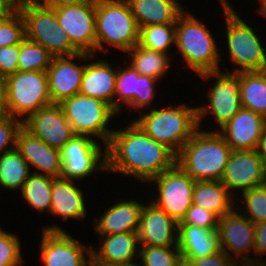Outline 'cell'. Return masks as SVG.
Segmentation results:
<instances>
[{
    "mask_svg": "<svg viewBox=\"0 0 266 266\" xmlns=\"http://www.w3.org/2000/svg\"><path fill=\"white\" fill-rule=\"evenodd\" d=\"M134 122L151 138L165 145L175 155L199 129L197 106L169 104L166 108H150Z\"/></svg>",
    "mask_w": 266,
    "mask_h": 266,
    "instance_id": "cell-3",
    "label": "cell"
},
{
    "mask_svg": "<svg viewBox=\"0 0 266 266\" xmlns=\"http://www.w3.org/2000/svg\"><path fill=\"white\" fill-rule=\"evenodd\" d=\"M30 166L15 148L0 155V185L19 191L32 174Z\"/></svg>",
    "mask_w": 266,
    "mask_h": 266,
    "instance_id": "cell-32",
    "label": "cell"
},
{
    "mask_svg": "<svg viewBox=\"0 0 266 266\" xmlns=\"http://www.w3.org/2000/svg\"><path fill=\"white\" fill-rule=\"evenodd\" d=\"M66 119L72 126L75 135L101 139L106 149L114 130L107 128L109 121L118 112L102 100L81 93L63 100L60 103Z\"/></svg>",
    "mask_w": 266,
    "mask_h": 266,
    "instance_id": "cell-8",
    "label": "cell"
},
{
    "mask_svg": "<svg viewBox=\"0 0 266 266\" xmlns=\"http://www.w3.org/2000/svg\"><path fill=\"white\" fill-rule=\"evenodd\" d=\"M89 1L90 0H40V3L50 8H57L69 5H79Z\"/></svg>",
    "mask_w": 266,
    "mask_h": 266,
    "instance_id": "cell-47",
    "label": "cell"
},
{
    "mask_svg": "<svg viewBox=\"0 0 266 266\" xmlns=\"http://www.w3.org/2000/svg\"><path fill=\"white\" fill-rule=\"evenodd\" d=\"M217 43L204 22L184 10L176 21L175 46L189 69L197 75L214 72L219 67L220 52Z\"/></svg>",
    "mask_w": 266,
    "mask_h": 266,
    "instance_id": "cell-4",
    "label": "cell"
},
{
    "mask_svg": "<svg viewBox=\"0 0 266 266\" xmlns=\"http://www.w3.org/2000/svg\"><path fill=\"white\" fill-rule=\"evenodd\" d=\"M239 194L241 197L237 201L241 198L243 201L237 204L235 208L254 224L266 222V184L253 187Z\"/></svg>",
    "mask_w": 266,
    "mask_h": 266,
    "instance_id": "cell-36",
    "label": "cell"
},
{
    "mask_svg": "<svg viewBox=\"0 0 266 266\" xmlns=\"http://www.w3.org/2000/svg\"><path fill=\"white\" fill-rule=\"evenodd\" d=\"M9 115L8 84L5 77H0V116Z\"/></svg>",
    "mask_w": 266,
    "mask_h": 266,
    "instance_id": "cell-45",
    "label": "cell"
},
{
    "mask_svg": "<svg viewBox=\"0 0 266 266\" xmlns=\"http://www.w3.org/2000/svg\"><path fill=\"white\" fill-rule=\"evenodd\" d=\"M84 60L85 64H77L73 60ZM86 65V53L72 56L53 57L47 68L49 97L52 103L60 104L80 91L82 76Z\"/></svg>",
    "mask_w": 266,
    "mask_h": 266,
    "instance_id": "cell-19",
    "label": "cell"
},
{
    "mask_svg": "<svg viewBox=\"0 0 266 266\" xmlns=\"http://www.w3.org/2000/svg\"><path fill=\"white\" fill-rule=\"evenodd\" d=\"M23 122L11 115L0 116V155L16 148V138Z\"/></svg>",
    "mask_w": 266,
    "mask_h": 266,
    "instance_id": "cell-40",
    "label": "cell"
},
{
    "mask_svg": "<svg viewBox=\"0 0 266 266\" xmlns=\"http://www.w3.org/2000/svg\"><path fill=\"white\" fill-rule=\"evenodd\" d=\"M178 250L182 259H199L221 250L217 230L178 225Z\"/></svg>",
    "mask_w": 266,
    "mask_h": 266,
    "instance_id": "cell-27",
    "label": "cell"
},
{
    "mask_svg": "<svg viewBox=\"0 0 266 266\" xmlns=\"http://www.w3.org/2000/svg\"><path fill=\"white\" fill-rule=\"evenodd\" d=\"M137 262V260L135 261V262H132V263H129V264H127V265H125V266H144L141 262L139 263H136Z\"/></svg>",
    "mask_w": 266,
    "mask_h": 266,
    "instance_id": "cell-53",
    "label": "cell"
},
{
    "mask_svg": "<svg viewBox=\"0 0 266 266\" xmlns=\"http://www.w3.org/2000/svg\"><path fill=\"white\" fill-rule=\"evenodd\" d=\"M241 106L266 118V70L241 72Z\"/></svg>",
    "mask_w": 266,
    "mask_h": 266,
    "instance_id": "cell-30",
    "label": "cell"
},
{
    "mask_svg": "<svg viewBox=\"0 0 266 266\" xmlns=\"http://www.w3.org/2000/svg\"><path fill=\"white\" fill-rule=\"evenodd\" d=\"M266 127V118L241 108L225 125L216 129L232 150L256 149Z\"/></svg>",
    "mask_w": 266,
    "mask_h": 266,
    "instance_id": "cell-21",
    "label": "cell"
},
{
    "mask_svg": "<svg viewBox=\"0 0 266 266\" xmlns=\"http://www.w3.org/2000/svg\"><path fill=\"white\" fill-rule=\"evenodd\" d=\"M221 182L235 198L234 191L266 184V168L256 150H232Z\"/></svg>",
    "mask_w": 266,
    "mask_h": 266,
    "instance_id": "cell-16",
    "label": "cell"
},
{
    "mask_svg": "<svg viewBox=\"0 0 266 266\" xmlns=\"http://www.w3.org/2000/svg\"><path fill=\"white\" fill-rule=\"evenodd\" d=\"M52 177L32 173L20 190L26 203L40 213L49 214Z\"/></svg>",
    "mask_w": 266,
    "mask_h": 266,
    "instance_id": "cell-33",
    "label": "cell"
},
{
    "mask_svg": "<svg viewBox=\"0 0 266 266\" xmlns=\"http://www.w3.org/2000/svg\"><path fill=\"white\" fill-rule=\"evenodd\" d=\"M226 23V43L234 72L266 70V50L255 29L235 13L227 0H220Z\"/></svg>",
    "mask_w": 266,
    "mask_h": 266,
    "instance_id": "cell-6",
    "label": "cell"
},
{
    "mask_svg": "<svg viewBox=\"0 0 266 266\" xmlns=\"http://www.w3.org/2000/svg\"><path fill=\"white\" fill-rule=\"evenodd\" d=\"M233 198V199H232ZM221 181H195L192 203L222 218L230 213L237 201Z\"/></svg>",
    "mask_w": 266,
    "mask_h": 266,
    "instance_id": "cell-29",
    "label": "cell"
},
{
    "mask_svg": "<svg viewBox=\"0 0 266 266\" xmlns=\"http://www.w3.org/2000/svg\"><path fill=\"white\" fill-rule=\"evenodd\" d=\"M156 82L153 77L139 74L131 65L117 69V78L114 92V109L120 114L123 105L142 113L140 109L151 107L155 97ZM155 86V87H154ZM116 97L117 100H116Z\"/></svg>",
    "mask_w": 266,
    "mask_h": 266,
    "instance_id": "cell-17",
    "label": "cell"
},
{
    "mask_svg": "<svg viewBox=\"0 0 266 266\" xmlns=\"http://www.w3.org/2000/svg\"><path fill=\"white\" fill-rule=\"evenodd\" d=\"M150 182L157 185L158 195L149 202L165 211L177 223L181 222L192 204L195 180L175 164Z\"/></svg>",
    "mask_w": 266,
    "mask_h": 266,
    "instance_id": "cell-12",
    "label": "cell"
},
{
    "mask_svg": "<svg viewBox=\"0 0 266 266\" xmlns=\"http://www.w3.org/2000/svg\"><path fill=\"white\" fill-rule=\"evenodd\" d=\"M200 129L176 155V164L195 181H221L232 149L219 131Z\"/></svg>",
    "mask_w": 266,
    "mask_h": 266,
    "instance_id": "cell-2",
    "label": "cell"
},
{
    "mask_svg": "<svg viewBox=\"0 0 266 266\" xmlns=\"http://www.w3.org/2000/svg\"><path fill=\"white\" fill-rule=\"evenodd\" d=\"M143 204L136 200H119L109 206L100 218L96 217L94 230L99 235H113L119 233L138 232L140 215Z\"/></svg>",
    "mask_w": 266,
    "mask_h": 266,
    "instance_id": "cell-24",
    "label": "cell"
},
{
    "mask_svg": "<svg viewBox=\"0 0 266 266\" xmlns=\"http://www.w3.org/2000/svg\"><path fill=\"white\" fill-rule=\"evenodd\" d=\"M23 127L49 147L60 150L74 135L60 104L52 103L31 114Z\"/></svg>",
    "mask_w": 266,
    "mask_h": 266,
    "instance_id": "cell-18",
    "label": "cell"
},
{
    "mask_svg": "<svg viewBox=\"0 0 266 266\" xmlns=\"http://www.w3.org/2000/svg\"><path fill=\"white\" fill-rule=\"evenodd\" d=\"M131 65L139 74L160 80L171 65V54L152 51L136 44L128 52ZM170 62V63H169Z\"/></svg>",
    "mask_w": 266,
    "mask_h": 266,
    "instance_id": "cell-31",
    "label": "cell"
},
{
    "mask_svg": "<svg viewBox=\"0 0 266 266\" xmlns=\"http://www.w3.org/2000/svg\"><path fill=\"white\" fill-rule=\"evenodd\" d=\"M255 150H256L257 154L263 160V163H264L265 168H266V127L262 133L261 138L258 141V144H257Z\"/></svg>",
    "mask_w": 266,
    "mask_h": 266,
    "instance_id": "cell-48",
    "label": "cell"
},
{
    "mask_svg": "<svg viewBox=\"0 0 266 266\" xmlns=\"http://www.w3.org/2000/svg\"><path fill=\"white\" fill-rule=\"evenodd\" d=\"M53 55L42 45L25 38L20 43L19 71H47Z\"/></svg>",
    "mask_w": 266,
    "mask_h": 266,
    "instance_id": "cell-35",
    "label": "cell"
},
{
    "mask_svg": "<svg viewBox=\"0 0 266 266\" xmlns=\"http://www.w3.org/2000/svg\"><path fill=\"white\" fill-rule=\"evenodd\" d=\"M92 58L95 59V55L86 53V65L79 93L102 100L114 108L117 70H114L108 61L99 59L92 62Z\"/></svg>",
    "mask_w": 266,
    "mask_h": 266,
    "instance_id": "cell-25",
    "label": "cell"
},
{
    "mask_svg": "<svg viewBox=\"0 0 266 266\" xmlns=\"http://www.w3.org/2000/svg\"><path fill=\"white\" fill-rule=\"evenodd\" d=\"M9 115L25 121L40 108L52 104L46 71H17L6 77Z\"/></svg>",
    "mask_w": 266,
    "mask_h": 266,
    "instance_id": "cell-9",
    "label": "cell"
},
{
    "mask_svg": "<svg viewBox=\"0 0 266 266\" xmlns=\"http://www.w3.org/2000/svg\"><path fill=\"white\" fill-rule=\"evenodd\" d=\"M258 9V12L264 17H266V0H263L261 2L260 7Z\"/></svg>",
    "mask_w": 266,
    "mask_h": 266,
    "instance_id": "cell-51",
    "label": "cell"
},
{
    "mask_svg": "<svg viewBox=\"0 0 266 266\" xmlns=\"http://www.w3.org/2000/svg\"><path fill=\"white\" fill-rule=\"evenodd\" d=\"M218 69L214 72H206L198 75L203 80L214 77L217 80L208 90L209 103L203 106H197L198 125L201 127V121L206 115L212 114L218 128L225 125L241 108L240 88L241 72H220Z\"/></svg>",
    "mask_w": 266,
    "mask_h": 266,
    "instance_id": "cell-10",
    "label": "cell"
},
{
    "mask_svg": "<svg viewBox=\"0 0 266 266\" xmlns=\"http://www.w3.org/2000/svg\"><path fill=\"white\" fill-rule=\"evenodd\" d=\"M219 219L216 214L192 203L185 218L178 225H195L205 229L217 230Z\"/></svg>",
    "mask_w": 266,
    "mask_h": 266,
    "instance_id": "cell-41",
    "label": "cell"
},
{
    "mask_svg": "<svg viewBox=\"0 0 266 266\" xmlns=\"http://www.w3.org/2000/svg\"><path fill=\"white\" fill-rule=\"evenodd\" d=\"M138 27L176 24L184 11L178 0H127Z\"/></svg>",
    "mask_w": 266,
    "mask_h": 266,
    "instance_id": "cell-28",
    "label": "cell"
},
{
    "mask_svg": "<svg viewBox=\"0 0 266 266\" xmlns=\"http://www.w3.org/2000/svg\"><path fill=\"white\" fill-rule=\"evenodd\" d=\"M16 149L25 159L28 165L35 170L32 173L46 175L52 178L61 176L62 160L60 150L49 147L45 142L37 139L24 127H22L16 138ZM44 172V173H43Z\"/></svg>",
    "mask_w": 266,
    "mask_h": 266,
    "instance_id": "cell-22",
    "label": "cell"
},
{
    "mask_svg": "<svg viewBox=\"0 0 266 266\" xmlns=\"http://www.w3.org/2000/svg\"><path fill=\"white\" fill-rule=\"evenodd\" d=\"M96 139L74 135L61 149L62 173L64 179L79 181L88 178L94 171H107L106 149L102 154ZM102 157V158H101Z\"/></svg>",
    "mask_w": 266,
    "mask_h": 266,
    "instance_id": "cell-11",
    "label": "cell"
},
{
    "mask_svg": "<svg viewBox=\"0 0 266 266\" xmlns=\"http://www.w3.org/2000/svg\"><path fill=\"white\" fill-rule=\"evenodd\" d=\"M138 238L140 246H178V223L152 202L144 203Z\"/></svg>",
    "mask_w": 266,
    "mask_h": 266,
    "instance_id": "cell-20",
    "label": "cell"
},
{
    "mask_svg": "<svg viewBox=\"0 0 266 266\" xmlns=\"http://www.w3.org/2000/svg\"><path fill=\"white\" fill-rule=\"evenodd\" d=\"M53 9L72 45L80 53L95 55V1Z\"/></svg>",
    "mask_w": 266,
    "mask_h": 266,
    "instance_id": "cell-15",
    "label": "cell"
},
{
    "mask_svg": "<svg viewBox=\"0 0 266 266\" xmlns=\"http://www.w3.org/2000/svg\"><path fill=\"white\" fill-rule=\"evenodd\" d=\"M217 232L220 248L237 263H266L249 257L251 250L255 253V224L237 209L219 219Z\"/></svg>",
    "mask_w": 266,
    "mask_h": 266,
    "instance_id": "cell-14",
    "label": "cell"
},
{
    "mask_svg": "<svg viewBox=\"0 0 266 266\" xmlns=\"http://www.w3.org/2000/svg\"><path fill=\"white\" fill-rule=\"evenodd\" d=\"M107 172L149 182L176 164V155L147 135L134 121L113 131L106 146Z\"/></svg>",
    "mask_w": 266,
    "mask_h": 266,
    "instance_id": "cell-1",
    "label": "cell"
},
{
    "mask_svg": "<svg viewBox=\"0 0 266 266\" xmlns=\"http://www.w3.org/2000/svg\"><path fill=\"white\" fill-rule=\"evenodd\" d=\"M41 235L39 250L45 266H92V245L81 244L61 226H46Z\"/></svg>",
    "mask_w": 266,
    "mask_h": 266,
    "instance_id": "cell-13",
    "label": "cell"
},
{
    "mask_svg": "<svg viewBox=\"0 0 266 266\" xmlns=\"http://www.w3.org/2000/svg\"><path fill=\"white\" fill-rule=\"evenodd\" d=\"M177 266H192V264L184 259H182Z\"/></svg>",
    "mask_w": 266,
    "mask_h": 266,
    "instance_id": "cell-52",
    "label": "cell"
},
{
    "mask_svg": "<svg viewBox=\"0 0 266 266\" xmlns=\"http://www.w3.org/2000/svg\"><path fill=\"white\" fill-rule=\"evenodd\" d=\"M17 11L18 6L11 0H0V22L11 18Z\"/></svg>",
    "mask_w": 266,
    "mask_h": 266,
    "instance_id": "cell-46",
    "label": "cell"
},
{
    "mask_svg": "<svg viewBox=\"0 0 266 266\" xmlns=\"http://www.w3.org/2000/svg\"><path fill=\"white\" fill-rule=\"evenodd\" d=\"M21 250L18 237L0 227V266H21Z\"/></svg>",
    "mask_w": 266,
    "mask_h": 266,
    "instance_id": "cell-38",
    "label": "cell"
},
{
    "mask_svg": "<svg viewBox=\"0 0 266 266\" xmlns=\"http://www.w3.org/2000/svg\"><path fill=\"white\" fill-rule=\"evenodd\" d=\"M235 266H266V263H254V262H238Z\"/></svg>",
    "mask_w": 266,
    "mask_h": 266,
    "instance_id": "cell-50",
    "label": "cell"
},
{
    "mask_svg": "<svg viewBox=\"0 0 266 266\" xmlns=\"http://www.w3.org/2000/svg\"><path fill=\"white\" fill-rule=\"evenodd\" d=\"M11 1L18 7L26 4L40 3V0H11Z\"/></svg>",
    "mask_w": 266,
    "mask_h": 266,
    "instance_id": "cell-49",
    "label": "cell"
},
{
    "mask_svg": "<svg viewBox=\"0 0 266 266\" xmlns=\"http://www.w3.org/2000/svg\"><path fill=\"white\" fill-rule=\"evenodd\" d=\"M192 264V266H235L237 262L231 258L222 249L211 255L199 259H184Z\"/></svg>",
    "mask_w": 266,
    "mask_h": 266,
    "instance_id": "cell-43",
    "label": "cell"
},
{
    "mask_svg": "<svg viewBox=\"0 0 266 266\" xmlns=\"http://www.w3.org/2000/svg\"><path fill=\"white\" fill-rule=\"evenodd\" d=\"M101 236V237H100ZM100 246L92 247V266H125L139 256L138 232L99 235ZM97 249V250H96Z\"/></svg>",
    "mask_w": 266,
    "mask_h": 266,
    "instance_id": "cell-23",
    "label": "cell"
},
{
    "mask_svg": "<svg viewBox=\"0 0 266 266\" xmlns=\"http://www.w3.org/2000/svg\"><path fill=\"white\" fill-rule=\"evenodd\" d=\"M74 180L62 177L52 178L50 214L60 216L63 221L69 218L82 219L87 216L83 191Z\"/></svg>",
    "mask_w": 266,
    "mask_h": 266,
    "instance_id": "cell-26",
    "label": "cell"
},
{
    "mask_svg": "<svg viewBox=\"0 0 266 266\" xmlns=\"http://www.w3.org/2000/svg\"><path fill=\"white\" fill-rule=\"evenodd\" d=\"M25 39V22L17 11L11 18L0 22V48L20 44Z\"/></svg>",
    "mask_w": 266,
    "mask_h": 266,
    "instance_id": "cell-39",
    "label": "cell"
},
{
    "mask_svg": "<svg viewBox=\"0 0 266 266\" xmlns=\"http://www.w3.org/2000/svg\"><path fill=\"white\" fill-rule=\"evenodd\" d=\"M176 24H156L139 28L138 45L145 49L168 53L175 46ZM174 43V44H173Z\"/></svg>",
    "mask_w": 266,
    "mask_h": 266,
    "instance_id": "cell-34",
    "label": "cell"
},
{
    "mask_svg": "<svg viewBox=\"0 0 266 266\" xmlns=\"http://www.w3.org/2000/svg\"><path fill=\"white\" fill-rule=\"evenodd\" d=\"M255 254L266 255V222L255 224Z\"/></svg>",
    "mask_w": 266,
    "mask_h": 266,
    "instance_id": "cell-44",
    "label": "cell"
},
{
    "mask_svg": "<svg viewBox=\"0 0 266 266\" xmlns=\"http://www.w3.org/2000/svg\"><path fill=\"white\" fill-rule=\"evenodd\" d=\"M95 26V53L108 50L105 44L125 53L138 44L139 27L127 0L95 2Z\"/></svg>",
    "mask_w": 266,
    "mask_h": 266,
    "instance_id": "cell-5",
    "label": "cell"
},
{
    "mask_svg": "<svg viewBox=\"0 0 266 266\" xmlns=\"http://www.w3.org/2000/svg\"><path fill=\"white\" fill-rule=\"evenodd\" d=\"M18 11L25 22V38L42 45L54 57L80 53L60 26L53 8L33 3L18 7Z\"/></svg>",
    "mask_w": 266,
    "mask_h": 266,
    "instance_id": "cell-7",
    "label": "cell"
},
{
    "mask_svg": "<svg viewBox=\"0 0 266 266\" xmlns=\"http://www.w3.org/2000/svg\"><path fill=\"white\" fill-rule=\"evenodd\" d=\"M140 260L144 266H177L182 260L178 246H139Z\"/></svg>",
    "mask_w": 266,
    "mask_h": 266,
    "instance_id": "cell-37",
    "label": "cell"
},
{
    "mask_svg": "<svg viewBox=\"0 0 266 266\" xmlns=\"http://www.w3.org/2000/svg\"><path fill=\"white\" fill-rule=\"evenodd\" d=\"M20 44L0 48V77H7L19 71Z\"/></svg>",
    "mask_w": 266,
    "mask_h": 266,
    "instance_id": "cell-42",
    "label": "cell"
}]
</instances>
